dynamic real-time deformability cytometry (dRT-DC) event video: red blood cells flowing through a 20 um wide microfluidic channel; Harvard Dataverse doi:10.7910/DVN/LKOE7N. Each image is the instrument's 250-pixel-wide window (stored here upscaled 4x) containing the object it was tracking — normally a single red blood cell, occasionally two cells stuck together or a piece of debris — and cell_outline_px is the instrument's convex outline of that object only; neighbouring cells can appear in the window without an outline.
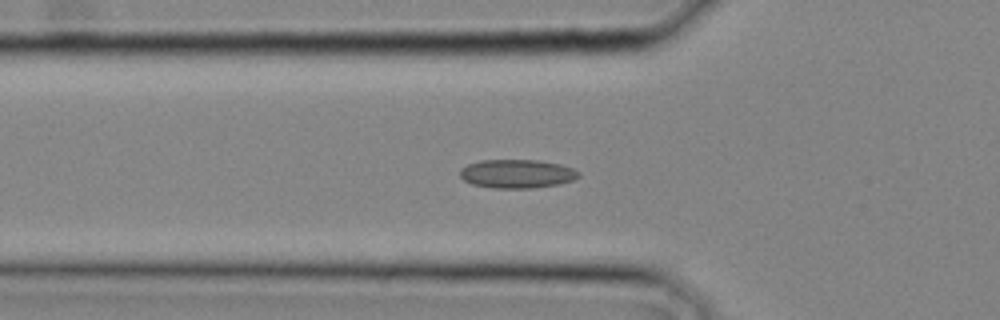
{"species": "common noctule bat (a hibernating species)", "species_latin": "Nyctalus noctula", "temperature_condition": "cold", "stored_images_in_passage": 20, "camera_frame_rate_fps": 3000, "um_per_image_px": 0.085, "animal": {"sex": "male", "body_mass_g": 20.4}, "frame": {"image": 1, "passage_image": 10, "time_ms": 3.0, "image_size_px": [1000, 320], "cell_outline_px": [[580, 176], [572, 180], [560, 184], [532, 188], [492, 188], [472, 184], [464, 180], [460, 176], [460, 168], [468, 164], [480, 160], [540, 160], [560, 164], [572, 168], [580, 172]], "centroid_in_image_um": [43.94, 14.77], "position_along_channel_um": 81.9, "area_um2": 19.94}}
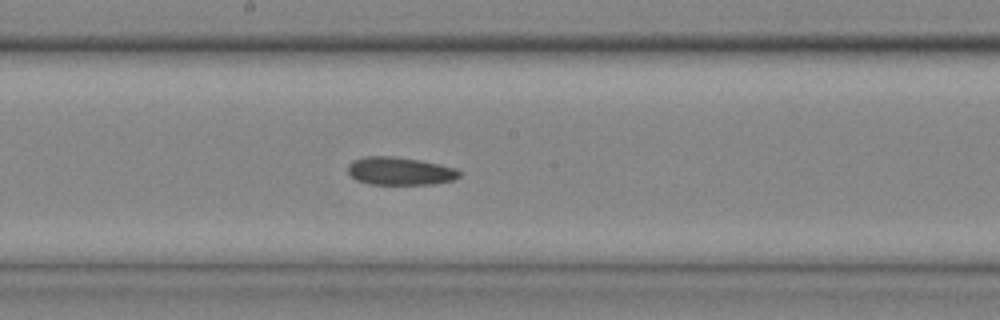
{"frame": {"image": 2, "passage_image": 16, "time_ms": 5.0, "image_size_px": [1000, 320], "cell_outline_px": [[460, 176], [452, 180], [432, 184], [368, 184], [356, 180], [348, 172], [348, 164], [352, 160], [364, 156], [392, 156], [420, 160], [440, 164], [456, 168], [460, 172]], "centroid_in_image_um": [33.97, 14.53], "position_along_channel_um": 214.2, "area_um2": 18.21}}
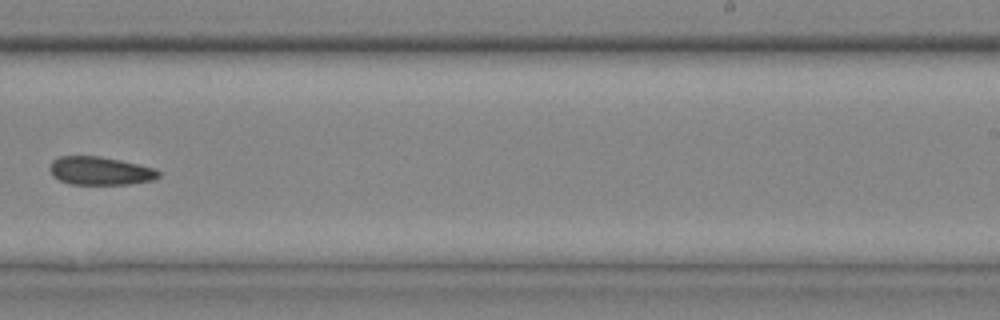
{"frame": {"image": 3, "passage_image": 19, "time_ms": 6.0, "image_size_px": [1000, 320], "cell_outline_px": [[160, 176], [152, 180], [128, 184], [72, 184], [60, 180], [52, 176], [48, 168], [52, 160], [60, 156], [100, 156], [120, 160], [156, 168], [160, 172]], "centroid_in_image_um": [8.5, 14.51], "position_along_channel_um": 280.5, "area_um2": 17.98}}